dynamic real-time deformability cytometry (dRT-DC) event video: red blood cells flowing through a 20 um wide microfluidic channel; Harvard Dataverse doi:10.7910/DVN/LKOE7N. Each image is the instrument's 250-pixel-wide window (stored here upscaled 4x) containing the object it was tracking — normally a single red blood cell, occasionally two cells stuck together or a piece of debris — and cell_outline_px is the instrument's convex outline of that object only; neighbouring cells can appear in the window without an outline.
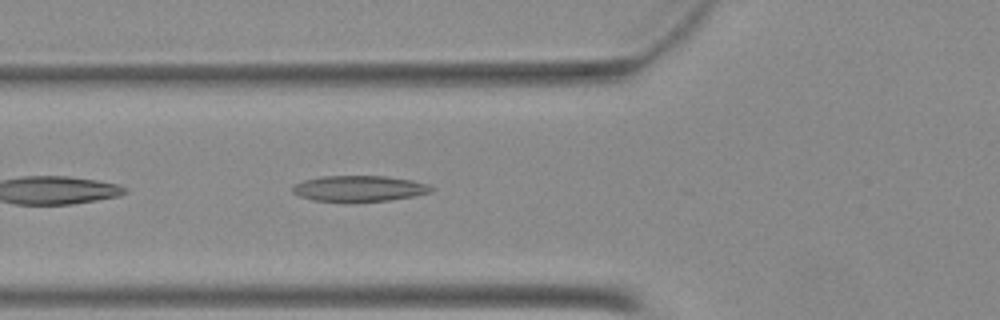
{"species": "Egyptian fruit bat (a non-hibernating species)", "species_latin": "Rousettus aegyptiacus", "temperature_condition": "warm", "stored_images_in_passage": 22, "camera_frame_rate_fps": 3000, "um_per_image_px": 0.085, "animal": {"sex": "female"}, "frame": {"image": 1, "passage_image": 4, "time_ms": 1.0, "image_size_px": [1000, 320], "cell_outline_px": [[436, 188], [432, 192], [412, 196], [388, 200], [312, 200], [300, 196], [292, 192], [292, 188], [296, 184], [304, 180], [320, 176], [384, 176], [412, 180], [428, 184]], "centroid_in_image_um": [30.56, 16.0], "position_along_channel_um": 95.2, "area_um2": 20.4}}
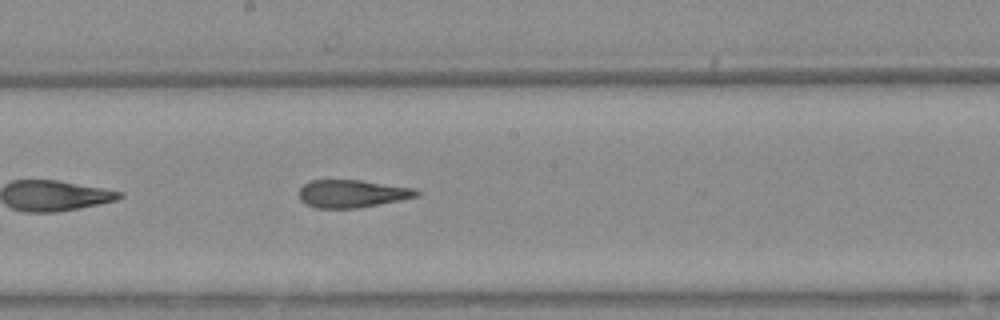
{"frame": {"image": 2, "passage_image": 13, "time_ms": 4.0, "image_size_px": [1000, 320], "cell_outline_px": [[420, 196], [360, 208], [316, 208], [304, 204], [300, 200], [300, 188], [304, 184], [312, 180], [360, 180], [416, 188], [420, 192]], "centroid_in_image_um": [29.95, 16.46], "position_along_channel_um": 218.2, "area_um2": 19.13}}
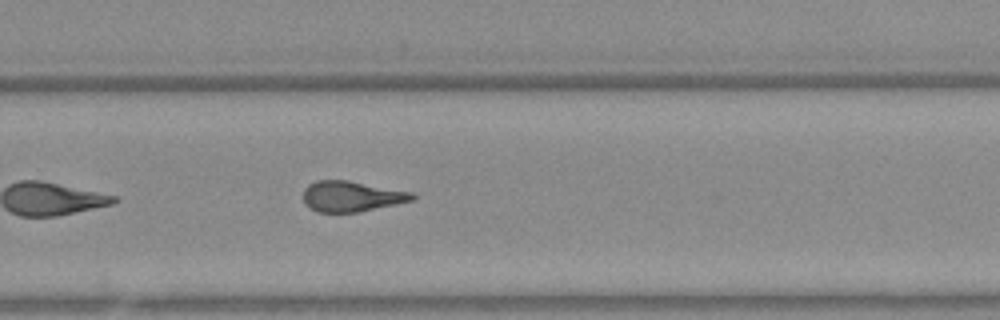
{"frame": {"image": 3, "passage_image": 19, "time_ms": 6.0, "image_size_px": [1000, 320], "cell_outline_px": [[416, 196], [412, 200], [356, 212], [320, 212], [308, 208], [304, 204], [304, 188], [308, 184], [316, 180], [348, 180], [412, 192]], "centroid_in_image_um": [29.82, 16.67], "position_along_channel_um": 300.0, "area_um2": 19.25}}